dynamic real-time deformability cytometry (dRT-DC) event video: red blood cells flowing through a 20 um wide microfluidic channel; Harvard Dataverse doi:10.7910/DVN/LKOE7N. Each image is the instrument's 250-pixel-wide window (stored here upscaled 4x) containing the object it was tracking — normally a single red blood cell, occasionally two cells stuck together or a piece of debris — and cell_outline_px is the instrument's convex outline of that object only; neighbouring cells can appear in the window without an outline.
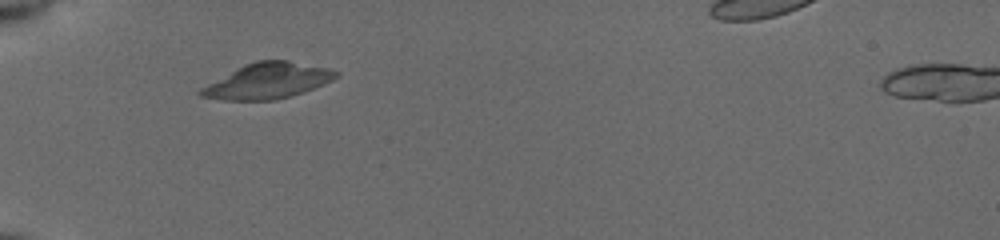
{"species": "common noctule bat (a hibernating species)", "species_latin": "Nyctalus noctula", "temperature_condition": "cold", "stored_images_in_passage": 4, "camera_frame_rate_fps": 3000, "um_per_image_px": 0.085, "animal": {"sex": "female", "body_mass_g": 19.5, "forearm_length_mm": 54.1}, "frame": {"image": 1, "passage_image": 1, "time_ms": 0.0, "image_size_px": [1000, 240], "cell_outline_px": [[340, 76], [324, 84], [276, 100], [224, 100], [200, 96], [196, 92], [200, 88], [244, 64], [256, 60], [288, 60], [328, 68], [340, 72]], "centroid_in_image_um": [22.74, 6.86], "position_along_channel_um": 62.3, "area_um2": 27.86}}